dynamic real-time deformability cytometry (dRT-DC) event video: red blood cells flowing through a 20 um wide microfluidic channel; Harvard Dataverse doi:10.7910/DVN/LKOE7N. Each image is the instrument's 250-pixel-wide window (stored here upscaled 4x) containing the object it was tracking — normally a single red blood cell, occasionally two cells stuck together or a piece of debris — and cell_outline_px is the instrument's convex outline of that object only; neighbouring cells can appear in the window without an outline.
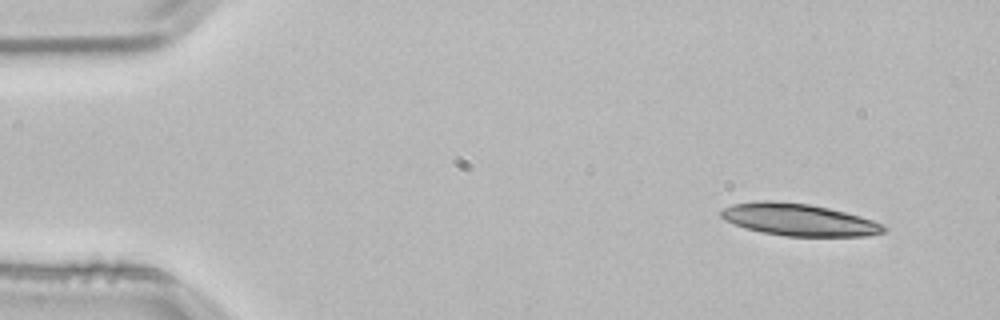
{"species": "common noctule bat (a hibernating species)", "species_latin": "Nyctalus noctula", "temperature_condition": "room temperature", "stored_images_in_passage": 17, "camera_frame_rate_fps": 3000, "um_per_image_px": 0.085, "animal": {"sex": "male", "body_mass_g": 21.5, "forearm_length_mm": 52.0}, "frame": {"image": 1, "passage_image": 1, "time_ms": 0.0, "image_size_px": [1000, 320], "cell_outline_px": [[888, 228], [884, 232], [868, 236], [784, 236], [764, 232], [748, 228], [724, 220], [720, 216], [720, 212], [724, 208], [732, 204], [756, 200], [772, 200], [808, 204], [828, 208], [860, 216], [884, 224]], "centroid_in_image_um": [67.91, 18.67], "position_along_channel_um": 17.1, "area_um2": 30.35}}